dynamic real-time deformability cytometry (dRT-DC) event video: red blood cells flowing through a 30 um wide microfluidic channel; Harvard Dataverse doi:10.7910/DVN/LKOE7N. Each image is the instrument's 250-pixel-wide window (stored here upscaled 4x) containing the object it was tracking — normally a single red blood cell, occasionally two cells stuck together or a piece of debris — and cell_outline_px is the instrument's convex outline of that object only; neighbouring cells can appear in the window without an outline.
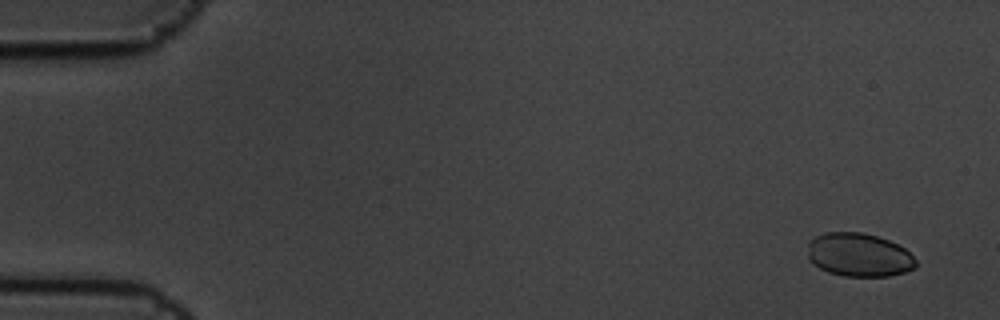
{"species": "common noctule bat (a hibernating species)", "species_latin": "Nyctalus noctula", "temperature_condition": "cold", "stored_images_in_passage": 7, "camera_frame_rate_fps": 3000, "um_per_image_px": 0.085, "animal": {"sex": "male", "body_mass_g": 19.5, "forearm_length_mm": 54.6}, "frame": {"image": 1, "passage_image": 2, "time_ms": 0.333, "image_size_px": [1000, 320], "cell_outline_px": [[916, 268], [904, 272], [888, 276], [844, 276], [828, 272], [812, 264], [808, 260], [808, 240], [824, 232], [860, 232], [876, 236], [888, 240], [904, 248], [916, 260]], "centroid_in_image_um": [72.97, 21.66], "position_along_channel_um": 12.0, "area_um2": 27.51}}
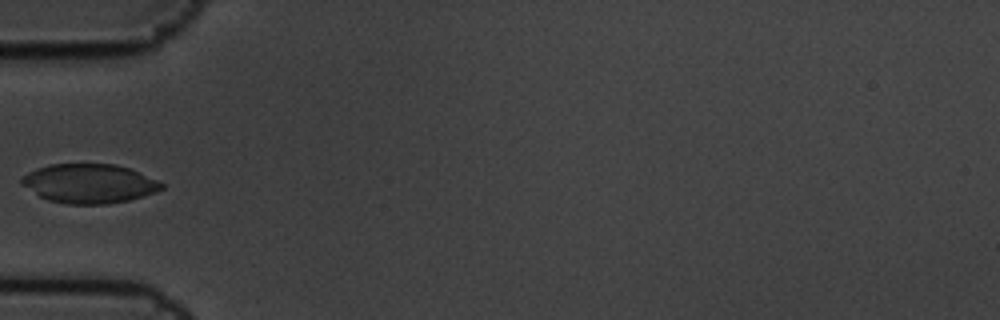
{"frame": {"image": 2, "passage_image": 7, "time_ms": 2.0, "image_size_px": [1000, 320], "cell_outline_px": [[164, 188], [156, 192], [144, 196], [128, 200], [108, 204], [68, 204], [48, 200], [40, 196], [20, 184], [20, 176], [36, 168], [48, 164], [116, 164], [132, 168], [164, 184]], "centroid_in_image_um": [7.57, 15.59], "position_along_channel_um": 77.4, "area_um2": 32.19}}